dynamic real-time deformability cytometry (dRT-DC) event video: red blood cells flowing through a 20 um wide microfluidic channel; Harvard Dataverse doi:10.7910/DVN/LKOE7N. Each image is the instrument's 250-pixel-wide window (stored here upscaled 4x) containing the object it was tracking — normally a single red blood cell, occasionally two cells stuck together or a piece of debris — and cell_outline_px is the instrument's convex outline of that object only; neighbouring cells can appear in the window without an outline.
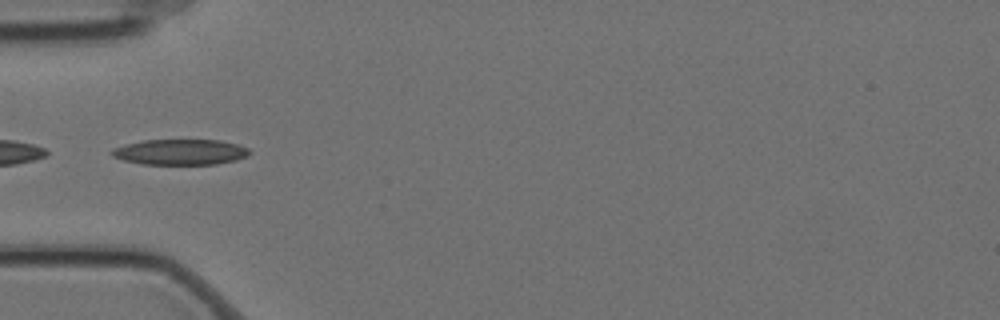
{"species": "Egyptian fruit bat (a non-hibernating species)", "species_latin": "Rousettus aegyptiacus", "temperature_condition": "cold", "stored_images_in_passage": 4, "camera_frame_rate_fps": 3000, "um_per_image_px": 0.085, "animal": {"sex": "female"}, "frame": {"image": 1, "passage_image": 4, "time_ms": 1.0, "image_size_px": [1000, 320], "cell_outline_px": [[252, 152], [248, 156], [236, 160], [216, 164], [144, 164], [124, 160], [112, 156], [108, 152], [112, 148], [124, 144], [144, 140], [220, 140], [236, 144], [248, 148]], "centroid_in_image_um": [15.31, 12.92], "position_along_channel_um": 69.7, "area_um2": 20.63}}